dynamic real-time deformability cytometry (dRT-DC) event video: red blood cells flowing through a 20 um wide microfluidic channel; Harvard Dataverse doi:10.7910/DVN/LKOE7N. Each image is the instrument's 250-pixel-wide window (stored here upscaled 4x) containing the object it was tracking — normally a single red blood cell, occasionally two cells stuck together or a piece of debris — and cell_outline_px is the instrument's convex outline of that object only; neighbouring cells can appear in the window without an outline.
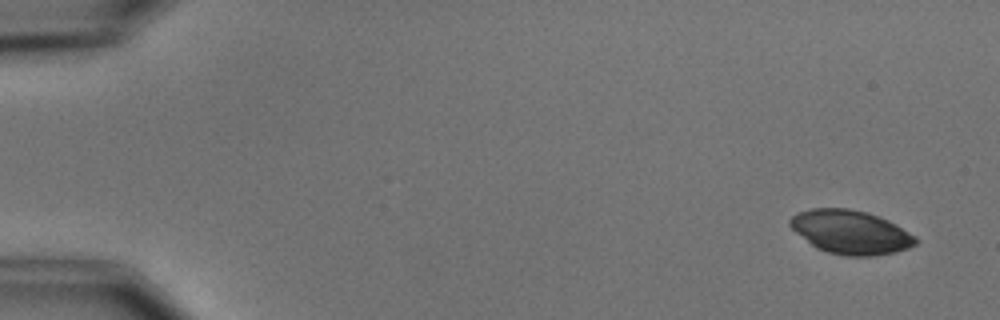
{"species": "common noctule bat (a hibernating species)", "species_latin": "Nyctalus noctula", "temperature_condition": "cold", "stored_images_in_passage": 6, "camera_frame_rate_fps": 3000, "um_per_image_px": 0.085, "animal": {"sex": "male", "body_mass_g": 15.6}, "frame": {"image": 1, "passage_image": 1, "time_ms": 0.0, "image_size_px": [1000, 320], "cell_outline_px": [[920, 240], [916, 244], [908, 248], [892, 252], [872, 256], [844, 256], [828, 252], [816, 248], [796, 232], [788, 224], [788, 220], [792, 216], [800, 212], [812, 208], [848, 208], [868, 212], [888, 220], [896, 224], [916, 236]], "centroid_in_image_um": [72.32, 19.72], "position_along_channel_um": 12.7, "area_um2": 32.02}}
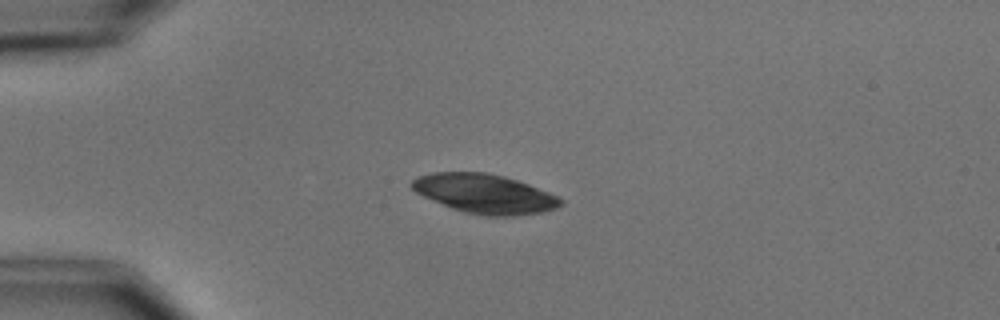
{"frame": {"image": 2, "passage_image": 4, "time_ms": 3.667, "image_size_px": [1000, 320], "cell_outline_px": [[564, 204], [556, 208], [544, 212], [512, 216], [484, 216], [464, 212], [452, 208], [424, 196], [416, 192], [408, 184], [416, 176], [432, 172], [484, 172], [504, 176], [528, 184], [548, 192], [564, 200]], "centroid_in_image_um": [41.19, 16.46], "position_along_channel_um": 43.8, "area_um2": 34.04}}